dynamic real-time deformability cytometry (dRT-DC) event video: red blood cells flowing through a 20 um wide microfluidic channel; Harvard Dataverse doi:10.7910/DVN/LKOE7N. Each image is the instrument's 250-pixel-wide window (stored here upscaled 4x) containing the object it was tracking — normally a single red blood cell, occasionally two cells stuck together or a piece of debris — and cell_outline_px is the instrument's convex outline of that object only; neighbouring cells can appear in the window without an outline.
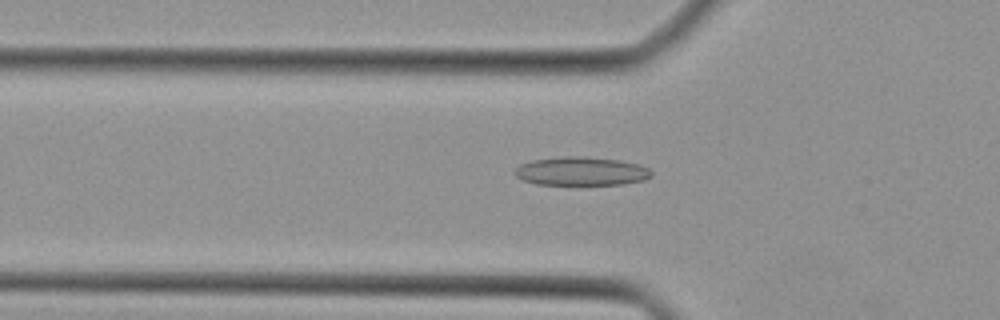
{"species": "Egyptian fruit bat (a non-hibernating species)", "species_latin": "Rousettus aegyptiacus", "temperature_condition": "cold", "stored_images_in_passage": 44, "camera_frame_rate_fps": 3000, "um_per_image_px": 0.085, "animal": {"sex": "female"}, "frame": {"image": 1, "passage_image": 15, "time_ms": 4.667, "image_size_px": [1000, 320], "cell_outline_px": [[652, 176], [644, 180], [624, 184], [536, 184], [524, 180], [516, 176], [512, 172], [520, 164], [532, 160], [560, 156], [584, 156], [620, 160], [640, 164], [648, 168], [652, 172]], "centroid_in_image_um": [49.41, 14.54], "position_along_channel_um": 76.4, "area_um2": 22.89}}
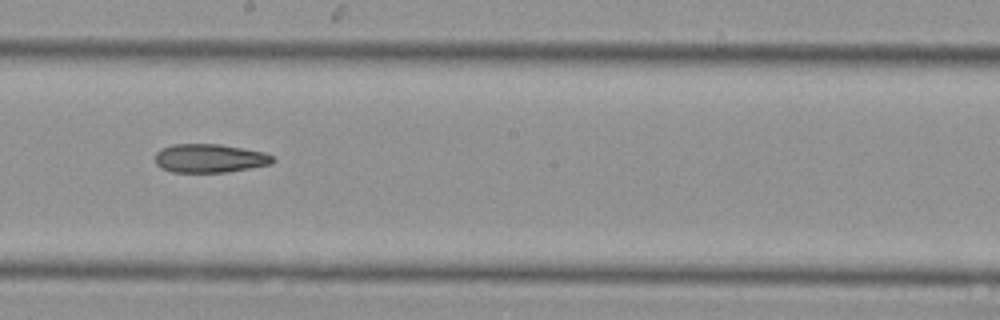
{"frame": {"image": 2, "passage_image": 25, "time_ms": 8.0, "image_size_px": [1000, 320], "cell_outline_px": [[276, 160], [272, 164], [228, 172], [172, 172], [160, 168], [156, 164], [156, 152], [160, 148], [172, 144], [220, 144], [264, 152], [272, 156]], "centroid_in_image_um": [17.81, 13.45], "position_along_channel_um": 230.4, "area_um2": 19.77}}
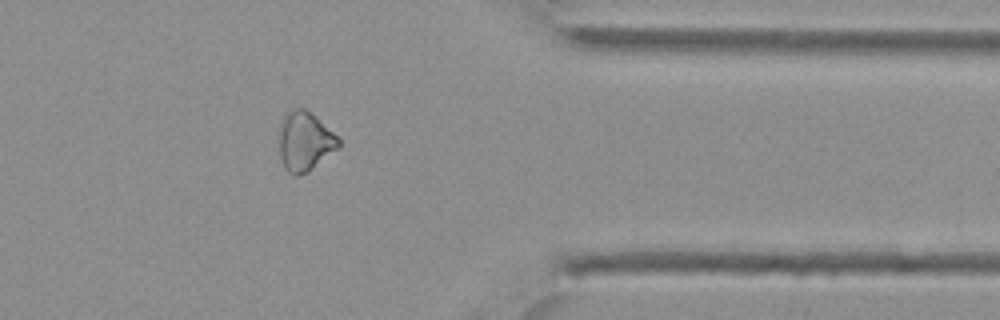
{"frame": {"image": 3, "passage_image": 36, "time_ms": 11.667, "image_size_px": [1000, 320], "cell_outline_px": [[340, 148], [308, 172], [296, 176], [288, 172], [284, 168], [280, 156], [280, 124], [284, 116], [292, 108], [304, 108], [332, 132], [340, 140]], "centroid_in_image_um": [25.91, 12.05], "position_along_channel_um": 385.5, "area_um2": 20.29}}